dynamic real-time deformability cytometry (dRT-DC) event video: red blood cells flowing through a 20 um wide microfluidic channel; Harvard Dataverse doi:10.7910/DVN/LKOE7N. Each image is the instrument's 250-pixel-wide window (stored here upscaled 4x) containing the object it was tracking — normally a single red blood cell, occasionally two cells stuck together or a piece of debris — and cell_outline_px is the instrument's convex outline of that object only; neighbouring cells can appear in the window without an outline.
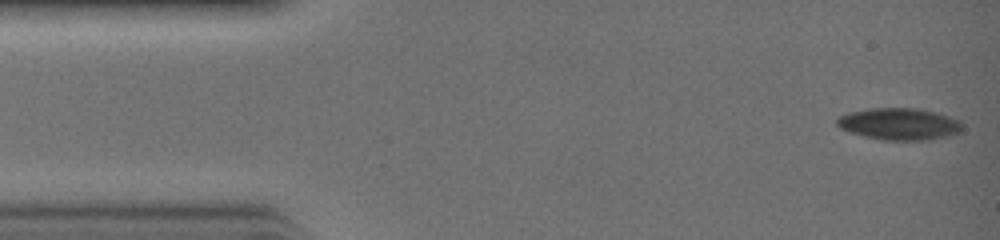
{"species": "common noctule bat (a hibernating species)", "species_latin": "Nyctalus noctula", "temperature_condition": "warm", "stored_images_in_passage": 30, "camera_frame_rate_fps": 3000, "um_per_image_px": 0.085, "animal": {"sex": "female", "body_mass_g": 19.0, "forearm_length_mm": 51.5}, "frame": {"image": 1, "passage_image": 1, "time_ms": 0.0, "image_size_px": [1000, 240], "cell_outline_px": [[960, 132], [948, 136], [928, 140], [884, 140], [864, 136], [848, 132], [840, 128], [836, 124], [836, 120], [840, 116], [848, 112], [868, 108], [916, 108], [948, 116], [960, 120]], "centroid_in_image_um": [76.38, 10.54], "position_along_channel_um": 8.6, "area_um2": 23.18}}
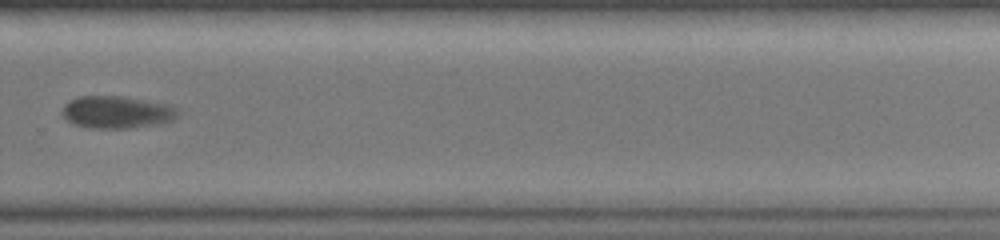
{"frame": {"image": 2, "passage_image": 22, "time_ms": 7.0, "image_size_px": [1000, 240], "cell_outline_px": [[180, 116], [172, 120], [160, 124], [136, 128], [88, 128], [72, 124], [64, 116], [64, 104], [68, 100], [80, 96], [120, 96], [168, 104], [180, 108]], "centroid_in_image_um": [9.99, 9.54], "position_along_channel_um": 319.8, "area_um2": 22.08}}
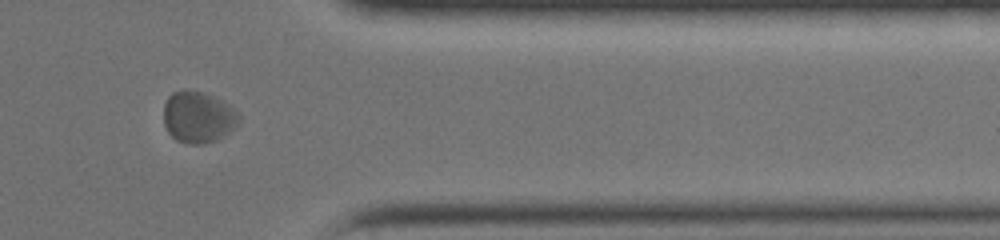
{"frame": {"image": 3, "passage_image": 26, "time_ms": 8.333, "image_size_px": [1000, 240], "cell_outline_px": [[240, 124], [236, 128], [224, 136], [216, 140], [204, 144], [188, 144], [176, 140], [168, 132], [164, 124], [164, 104], [168, 96], [172, 92], [204, 92], [224, 100], [240, 116]], "centroid_in_image_um": [16.88, 9.98], "position_along_channel_um": 394.5, "area_um2": 22.66}}